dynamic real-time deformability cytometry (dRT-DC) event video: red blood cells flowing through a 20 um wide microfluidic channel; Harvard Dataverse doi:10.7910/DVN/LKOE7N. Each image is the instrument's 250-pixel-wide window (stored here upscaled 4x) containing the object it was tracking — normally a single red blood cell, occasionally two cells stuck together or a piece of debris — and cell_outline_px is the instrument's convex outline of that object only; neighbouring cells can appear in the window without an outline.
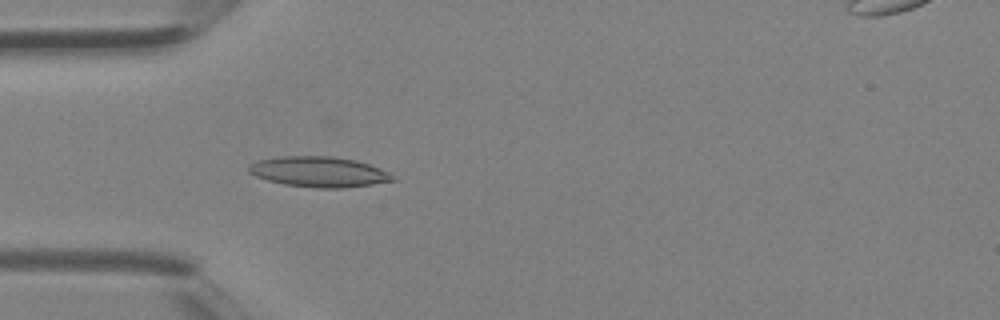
{"species": "Egyptian fruit bat (a non-hibernating species)", "species_latin": "Rousettus aegyptiacus", "temperature_condition": "room temperature", "stored_images_in_passage": 4, "camera_frame_rate_fps": 3000, "um_per_image_px": 0.085, "animal": {"sex": "female"}, "frame": {"image": 1, "passage_image": 4, "time_ms": 1.0, "image_size_px": [1000, 320], "cell_outline_px": [[396, 180], [372, 184], [344, 188], [316, 188], [284, 184], [268, 180], [256, 176], [248, 172], [248, 164], [260, 160], [280, 156], [332, 156], [356, 160], [380, 168], [396, 176]], "centroid_in_image_um": [27.12, 14.6], "position_along_channel_um": 57.9, "area_um2": 25.55}}